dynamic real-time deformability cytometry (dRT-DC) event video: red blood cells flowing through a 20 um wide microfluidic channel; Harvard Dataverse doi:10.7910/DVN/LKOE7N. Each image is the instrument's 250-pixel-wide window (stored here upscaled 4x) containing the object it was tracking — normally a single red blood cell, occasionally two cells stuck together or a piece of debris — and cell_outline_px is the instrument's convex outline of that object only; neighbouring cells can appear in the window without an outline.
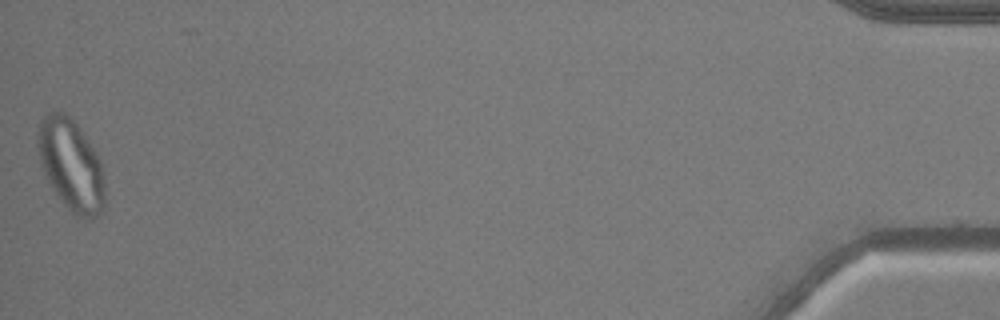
{"species": "common noctule bat (a hibernating species)", "species_latin": "Nyctalus noctula", "temperature_condition": "warm", "stored_images_in_passage": 51, "camera_frame_rate_fps": 3000, "um_per_image_px": 0.085, "animal": {"sex": "male", "body_mass_g": 20.5, "forearm_length_mm": 52.5}, "frame": {"image": 1, "passage_image": 51, "time_ms": 16.667, "image_size_px": [1000, 320], "cell_outline_px": [[104, 212], [92, 220], [88, 220], [76, 216], [56, 196], [44, 176], [40, 164], [36, 144], [36, 132], [40, 120], [44, 116], [52, 112], [64, 112], [76, 124], [88, 140], [96, 152], [100, 160], [104, 176]], "centroid_in_image_um": [6.02, 14.07], "position_along_channel_um": 429.2, "area_um2": 36.41}}